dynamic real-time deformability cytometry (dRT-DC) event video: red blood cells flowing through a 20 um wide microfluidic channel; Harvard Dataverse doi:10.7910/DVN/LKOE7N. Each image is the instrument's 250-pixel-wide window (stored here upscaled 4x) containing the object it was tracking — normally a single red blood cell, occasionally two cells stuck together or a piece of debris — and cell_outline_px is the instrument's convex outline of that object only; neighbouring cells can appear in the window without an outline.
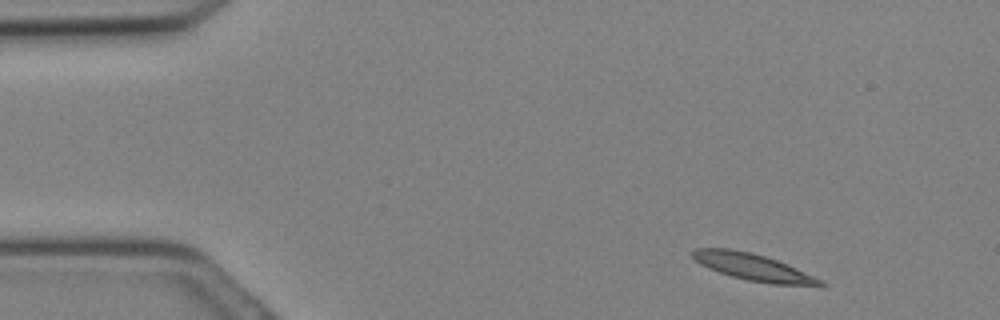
{"species": "Egyptian fruit bat (a non-hibernating species)", "species_latin": "Rousettus aegyptiacus", "temperature_condition": "cold", "stored_images_in_passage": 19, "camera_frame_rate_fps": 3000, "um_per_image_px": 0.085, "animal": {"sex": "female"}, "frame": {"image": 1, "passage_image": 2, "time_ms": 0.333, "image_size_px": [1000, 320], "cell_outline_px": [[828, 284], [820, 288], [772, 284], [748, 280], [732, 276], [708, 268], [700, 264], [688, 252], [696, 248], [732, 248], [752, 252], [776, 260], [812, 276]], "centroid_in_image_um": [64.04, 22.72], "position_along_channel_um": 21.0, "area_um2": 20.11}}
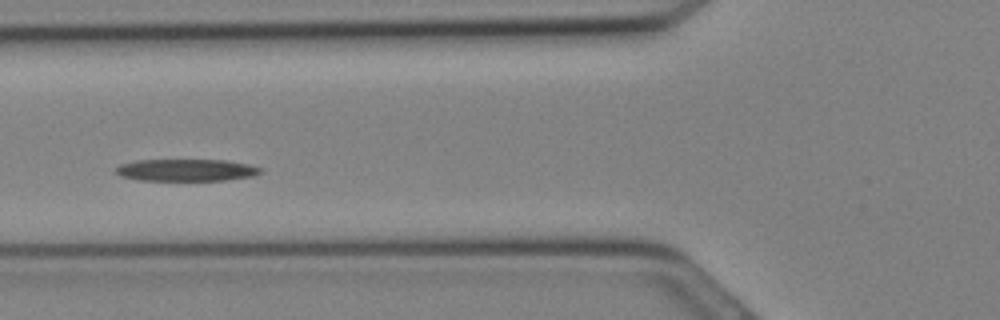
{"frame": {"image": 2, "passage_image": 10, "time_ms": 3.0, "image_size_px": [1000, 320], "cell_outline_px": [[264, 172], [252, 176], [224, 180], [136, 180], [120, 176], [112, 172], [120, 164], [136, 160], [224, 160], [248, 164], [264, 168]], "centroid_in_image_um": [15.81, 14.45], "position_along_channel_um": 110.0, "area_um2": 18.73}}
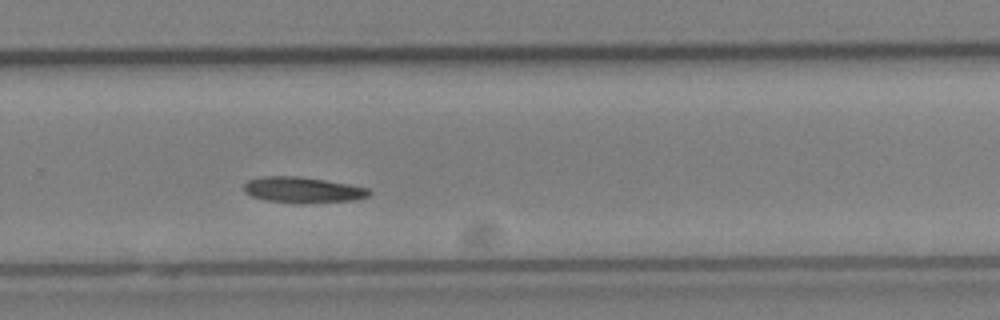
{"frame": {"image": 3, "passage_image": 19, "time_ms": 6.0, "image_size_px": [1000, 320], "cell_outline_px": [[372, 192], [368, 196], [356, 200], [264, 200], [252, 196], [244, 192], [244, 184], [248, 180], [264, 176], [300, 176], [348, 184], [368, 188]], "centroid_in_image_um": [25.71, 16.08], "position_along_channel_um": 304.1, "area_um2": 17.69}}